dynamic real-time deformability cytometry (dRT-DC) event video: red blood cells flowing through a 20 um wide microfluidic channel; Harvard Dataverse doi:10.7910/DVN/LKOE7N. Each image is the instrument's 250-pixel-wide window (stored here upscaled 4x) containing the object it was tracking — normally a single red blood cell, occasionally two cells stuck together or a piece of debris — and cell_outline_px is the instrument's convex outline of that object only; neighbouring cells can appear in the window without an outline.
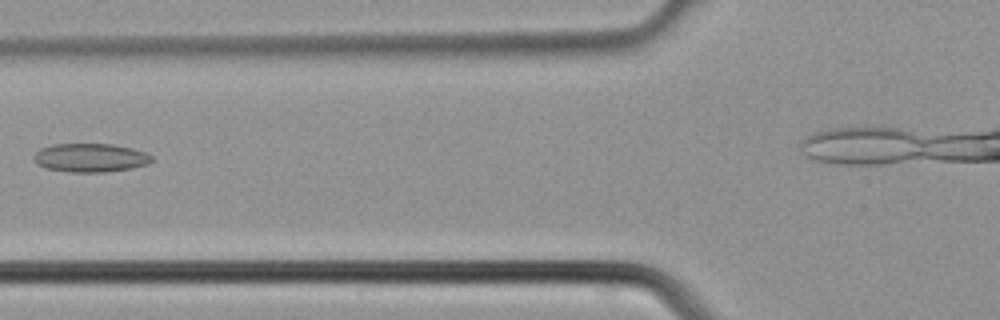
{"species": "common noctule bat (a hibernating species)", "species_latin": "Nyctalus noctula", "temperature_condition": "cold", "stored_images_in_passage": 6, "camera_frame_rate_fps": 3000, "um_per_image_px": 0.085, "animal": {"sex": "male", "body_mass_g": 21.5, "forearm_length_mm": 52.0}, "frame": {"image": 1, "passage_image": 4, "time_ms": 1.0, "image_size_px": [1000, 320], "cell_outline_px": [[152, 160], [148, 164], [132, 168], [104, 172], [72, 172], [48, 168], [36, 164], [32, 160], [32, 156], [40, 148], [52, 144], [112, 144], [132, 148], [148, 152], [152, 156]], "centroid_in_image_um": [7.68, 13.4], "position_along_channel_um": 118.1, "area_um2": 19.83}}